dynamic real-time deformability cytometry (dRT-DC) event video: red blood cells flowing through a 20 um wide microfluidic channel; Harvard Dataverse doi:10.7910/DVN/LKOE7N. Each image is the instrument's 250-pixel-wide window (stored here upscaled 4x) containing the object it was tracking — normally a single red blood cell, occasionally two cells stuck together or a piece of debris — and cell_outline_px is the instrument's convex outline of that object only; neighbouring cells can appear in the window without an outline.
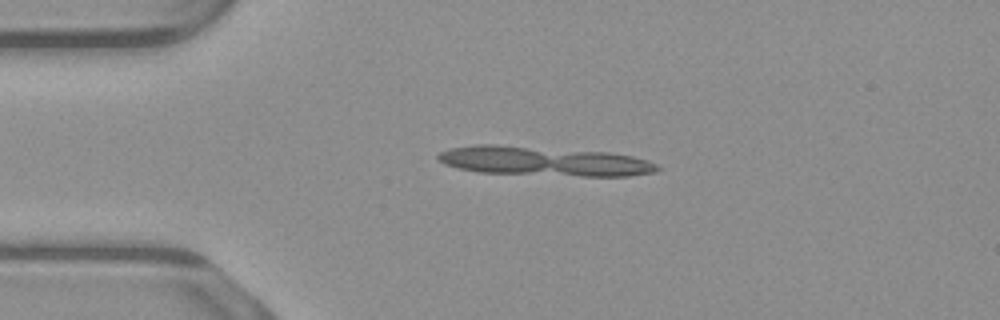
{"species": "common noctule bat (a hibernating species)", "species_latin": "Nyctalus noctula", "temperature_condition": "warm", "stored_images_in_passage": 2, "camera_frame_rate_fps": 3000, "um_per_image_px": 0.085, "animal": {"sex": "male", "body_mass_g": 23.1, "forearm_length_mm": 52.7}, "frame": {"image": 1, "passage_image": 1, "time_ms": 0.0, "image_size_px": [1000, 320], "cell_outline_px": [[544, 164], [536, 168], [472, 168], [452, 164], [444, 156], [472, 148], [508, 148], [524, 152]], "centroid_in_image_um": [41.94, 13.49], "position_along_channel_um": 43.1, "area_um2": 11.1}}